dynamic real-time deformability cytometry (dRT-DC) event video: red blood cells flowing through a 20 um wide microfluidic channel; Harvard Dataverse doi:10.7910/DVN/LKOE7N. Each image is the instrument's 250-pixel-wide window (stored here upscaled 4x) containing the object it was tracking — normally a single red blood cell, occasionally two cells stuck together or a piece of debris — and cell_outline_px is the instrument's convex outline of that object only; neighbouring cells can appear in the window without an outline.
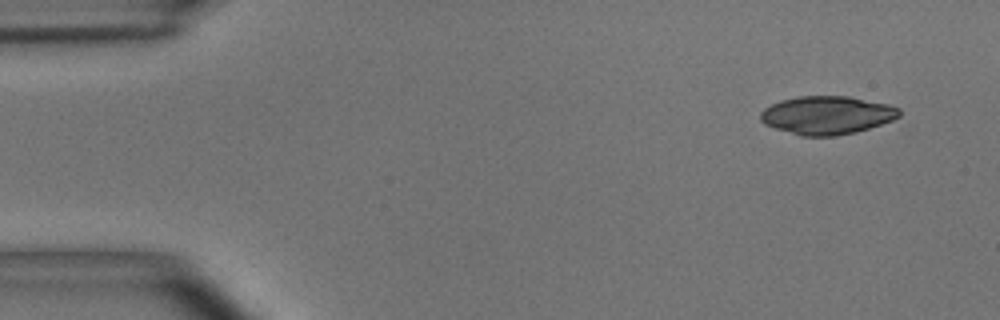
{"species": "common noctule bat (a hibernating species)", "species_latin": "Nyctalus noctula", "temperature_condition": "room temperature", "stored_images_in_passage": 3, "camera_frame_rate_fps": 3000, "um_per_image_px": 0.085, "animal": {"sex": "male", "body_mass_g": 15.6}, "frame": {"image": 1, "passage_image": 1, "time_ms": 0.0, "image_size_px": [1000, 320], "cell_outline_px": [[900, 116], [892, 120], [856, 132], [836, 136], [800, 136], [764, 124], [760, 120], [760, 112], [764, 108], [780, 100], [796, 96], [848, 96], [888, 104], [900, 108]], "centroid_in_image_um": [70.27, 9.78], "position_along_channel_um": 14.7, "area_um2": 30.98}}